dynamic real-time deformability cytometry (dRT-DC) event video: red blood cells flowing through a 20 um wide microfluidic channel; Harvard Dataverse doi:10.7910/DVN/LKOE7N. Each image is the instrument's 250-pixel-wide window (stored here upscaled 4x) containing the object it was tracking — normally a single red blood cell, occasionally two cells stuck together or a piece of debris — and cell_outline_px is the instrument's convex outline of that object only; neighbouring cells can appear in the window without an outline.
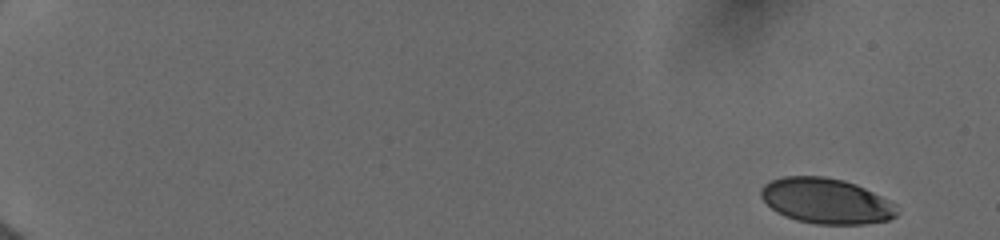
{"species": "human", "species_latin": "Homo sapiens", "temperature_condition": "cold", "stored_images_in_passage": 60, "camera_frame_rate_fps": 3000, "um_per_image_px": 0.085, "donor": {"sex": "female"}, "frame": {"image": 1, "passage_image": 1, "time_ms": 0.0, "image_size_px": [1000, 240], "cell_outline_px": [[896, 216], [888, 220], [864, 224], [816, 224], [796, 220], [784, 216], [776, 212], [760, 196], [760, 188], [764, 184], [772, 180], [784, 176], [824, 176], [844, 180], [856, 184], [896, 204]], "centroid_in_image_um": [70.2, 17.08], "position_along_channel_um": 14.8, "area_um2": 35.95}}
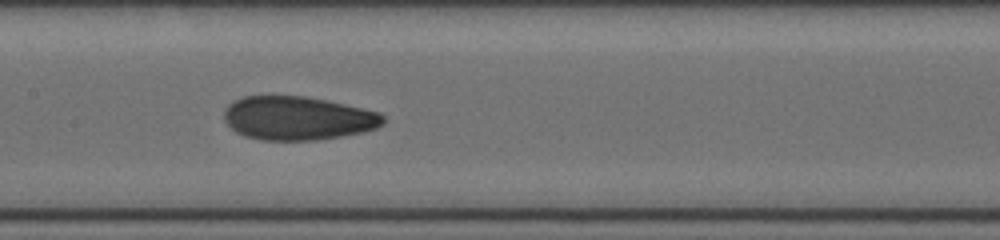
{"frame": {"image": 2, "passage_image": 32, "time_ms": 9.0, "image_size_px": [1000, 240], "cell_outline_px": [[384, 124], [376, 128], [360, 132], [340, 136], [316, 140], [264, 140], [244, 136], [236, 132], [224, 120], [224, 108], [228, 104], [244, 96], [304, 96], [364, 108], [380, 112], [384, 116]], "centroid_in_image_um": [25.3, 10.04], "position_along_channel_um": 182.1, "area_um2": 40.34}}
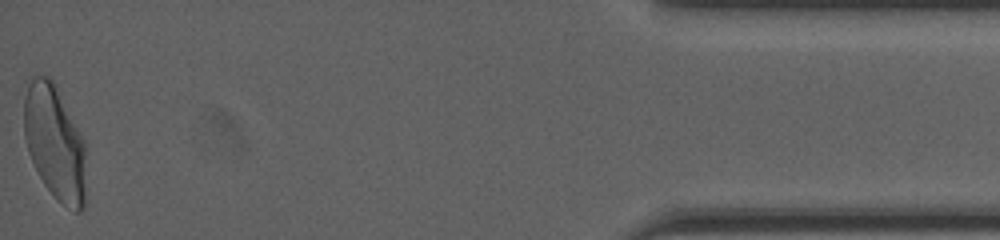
{"frame": {"image": 3, "passage_image": 60, "time_ms": 17.0, "image_size_px": [1000, 240], "cell_outline_px": [[84, 208], [80, 212], [76, 212], [56, 200], [44, 184], [28, 152], [24, 136], [24, 96], [28, 84], [32, 76], [48, 76], [56, 84], [84, 140]], "centroid_in_image_um": [4.64, 12.1], "position_along_channel_um": 430.6, "area_um2": 41.21}, "authors_computed_cell_mechanics": {"area_um2": 39.6797, "velocity_mm_per_s": 3.9822, "shape_relaxation_time_tau1_ms": 5.9857, "shape_relaxation_time_tau2_ms": 1.1982, "deformation_change_tau1": 0.1795, "deformation_change_tau2": 0.0729}}